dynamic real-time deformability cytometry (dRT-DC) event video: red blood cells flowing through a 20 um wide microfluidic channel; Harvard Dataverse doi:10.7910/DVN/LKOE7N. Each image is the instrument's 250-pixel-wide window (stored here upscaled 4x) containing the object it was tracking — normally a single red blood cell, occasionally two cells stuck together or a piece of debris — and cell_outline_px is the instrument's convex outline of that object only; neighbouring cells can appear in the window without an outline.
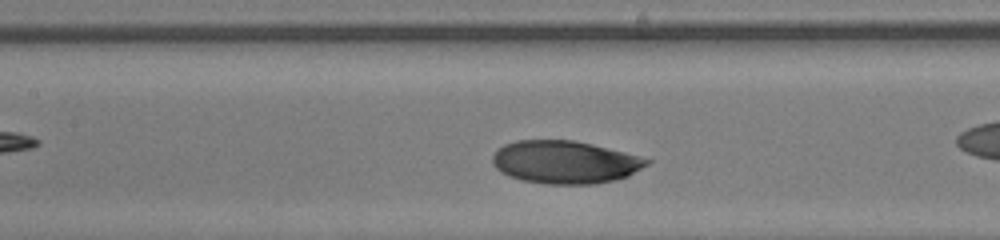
{"species": "human", "species_latin": "Homo sapiens", "temperature_condition": "room temperature", "stored_images_in_passage": 25, "camera_frame_rate_fps": 3000, "um_per_image_px": 0.085, "donor": {"sex": "male"}, "frame": {"image": 1, "passage_image": 8, "time_ms": 2.333, "image_size_px": [1000, 240], "cell_outline_px": [[652, 160], [648, 164], [628, 176], [616, 180], [596, 184], [544, 184], [520, 180], [508, 176], [500, 172], [492, 164], [492, 156], [504, 144], [516, 140], [572, 140], [592, 144], [624, 152]], "centroid_in_image_um": [48.0, 13.79], "position_along_channel_um": 159.4, "area_um2": 38.61}}
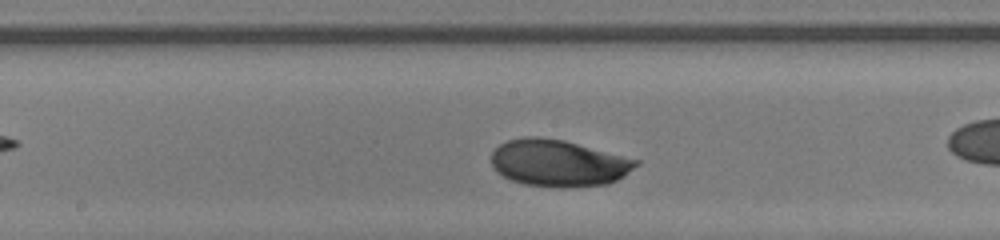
{"frame": {"image": 2, "passage_image": 11, "time_ms": 3.333, "image_size_px": [1000, 240], "cell_outline_px": [[640, 164], [624, 176], [608, 184], [564, 188], [556, 188], [524, 184], [512, 180], [504, 176], [492, 164], [492, 152], [500, 144], [508, 140], [524, 136], [540, 136], [564, 140], [640, 160]], "centroid_in_image_um": [47.5, 13.86], "position_along_channel_um": 200.7, "area_um2": 39.54}}